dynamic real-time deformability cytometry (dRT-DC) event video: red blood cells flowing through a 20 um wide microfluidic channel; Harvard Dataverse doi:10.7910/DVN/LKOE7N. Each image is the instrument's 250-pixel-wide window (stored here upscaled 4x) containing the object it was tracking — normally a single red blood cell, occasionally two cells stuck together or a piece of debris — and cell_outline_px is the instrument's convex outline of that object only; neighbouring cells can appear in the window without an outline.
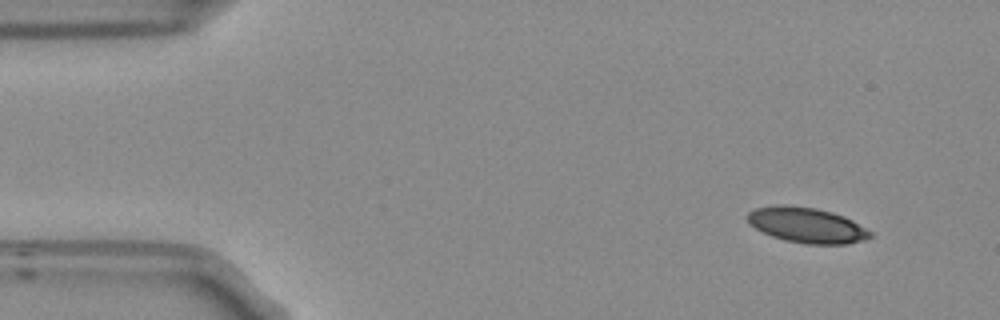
{"species": "Egyptian fruit bat (a non-hibernating species)", "species_latin": "Rousettus aegyptiacus", "temperature_condition": "room temperature", "stored_images_in_passage": 50, "camera_frame_rate_fps": 3000, "um_per_image_px": 0.085, "frame": {"image": 1, "passage_image": 1, "time_ms": 0.0, "image_size_px": [1000, 320], "cell_outline_px": [[872, 236], [864, 240], [844, 244], [804, 244], [784, 240], [772, 236], [748, 224], [744, 216], [748, 212], [756, 208], [776, 204], [788, 204], [816, 208], [832, 212], [844, 216], [852, 220], [872, 232]], "centroid_in_image_um": [68.53, 19.12], "position_along_channel_um": 16.5, "area_um2": 25.55}}
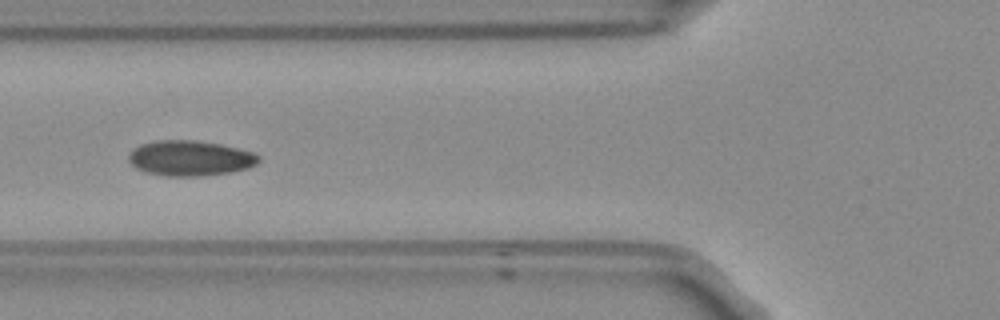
{"frame": {"image": 2, "passage_image": 16, "time_ms": 5.0, "image_size_px": [1000, 320], "cell_outline_px": [[260, 160], [256, 164], [248, 168], [228, 172], [200, 176], [164, 176], [148, 172], [136, 168], [128, 160], [128, 156], [132, 148], [140, 144], [156, 140], [196, 140], [220, 144], [252, 152], [260, 156]], "centroid_in_image_um": [16.13, 13.44], "position_along_channel_um": 109.7, "area_um2": 26.7}}
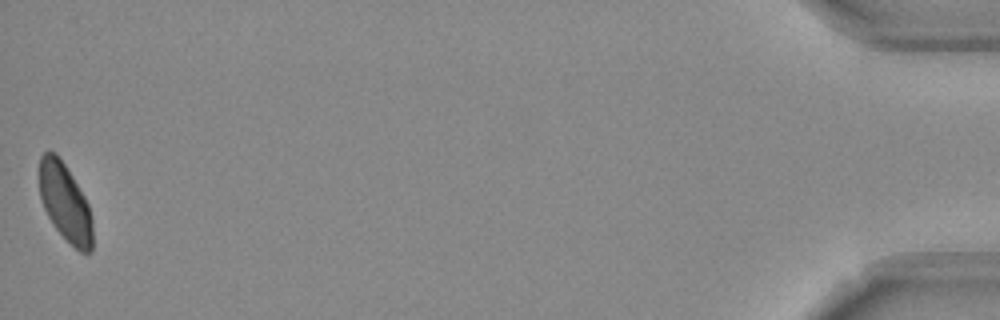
{"frame": {"image": 3, "passage_image": 50, "time_ms": 16.333, "image_size_px": [1000, 320], "cell_outline_px": [[92, 252], [80, 252], [56, 228], [48, 216], [44, 208], [40, 196], [40, 156], [44, 152], [56, 152], [72, 176], [84, 196], [88, 204], [92, 220]], "centroid_in_image_um": [5.54, 17.2], "position_along_channel_um": 429.7, "area_um2": 23.64}, "authors_computed_cell_mechanics": {"area_um2": 25.4609, "velocity_mm_per_s": 3.722, "shape_relaxation_time_tau1_ms": 3.5495, "shape_relaxation_time_tau2_ms": 1.6689, "deformation_change_tau1": 0.0896, "deformation_change_tau2": 0.0533}}